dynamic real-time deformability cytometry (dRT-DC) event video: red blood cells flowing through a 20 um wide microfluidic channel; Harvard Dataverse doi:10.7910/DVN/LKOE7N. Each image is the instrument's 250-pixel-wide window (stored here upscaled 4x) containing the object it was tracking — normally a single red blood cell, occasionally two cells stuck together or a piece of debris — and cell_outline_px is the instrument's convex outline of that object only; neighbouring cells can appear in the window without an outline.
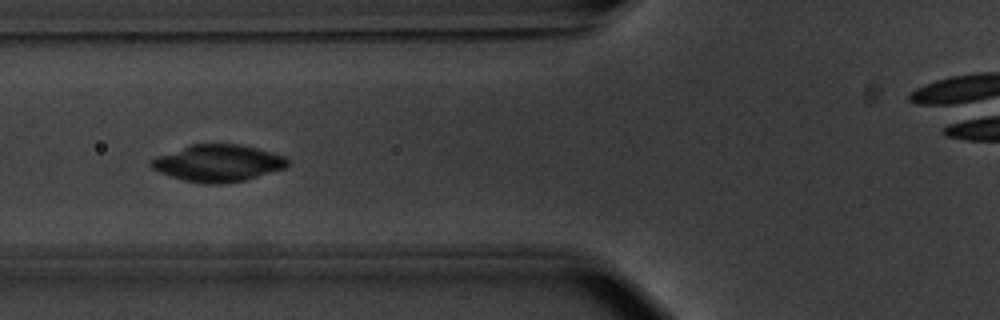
{"species": "common noctule bat (a hibernating species)", "species_latin": "Nyctalus noctula", "temperature_condition": "warm", "stored_images_in_passage": 53, "camera_frame_rate_fps": 3000, "um_per_image_px": 0.085, "animal": {"sex": "male", "body_mass_g": 20.1, "forearm_length_mm": 53.5}, "frame": {"image": 1, "passage_image": 23, "time_ms": 7.333, "image_size_px": [1000, 320], "cell_outline_px": [[288, 164], [284, 168], [244, 180], [220, 184], [204, 184], [184, 180], [160, 172], [152, 168], [148, 164], [148, 160], [156, 156], [192, 144], [240, 144], [272, 152], [284, 156], [288, 160]], "centroid_in_image_um": [18.49, 13.86], "position_along_channel_um": 107.3, "area_um2": 29.13}, "authors_computed_cell_mechanics": {"area_um2": 26.7614, "velocity_mm_per_s": 3.7175, "shape_relaxation_time_tau1_ms": 5.318, "shape_relaxation_time_tau2_ms": 5.8968, "deformation_change_tau1": 0.3105, "deformation_change_tau2": 0.1129}}